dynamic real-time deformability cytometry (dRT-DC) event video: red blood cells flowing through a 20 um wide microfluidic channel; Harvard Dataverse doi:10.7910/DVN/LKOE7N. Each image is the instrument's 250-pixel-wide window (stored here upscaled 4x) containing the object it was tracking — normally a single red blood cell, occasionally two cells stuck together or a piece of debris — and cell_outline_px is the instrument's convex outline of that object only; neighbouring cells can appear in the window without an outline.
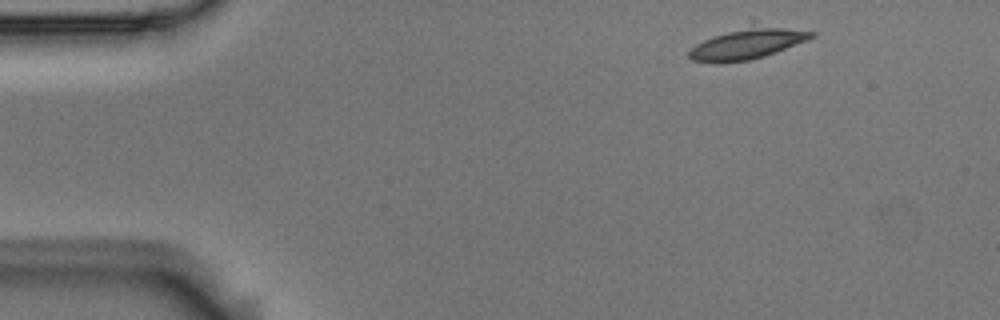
{"species": "Egyptian fruit bat (a non-hibernating species)", "species_latin": "Rousettus aegyptiacus", "temperature_condition": "room temperature", "stored_images_in_passage": 3, "camera_frame_rate_fps": 3000, "um_per_image_px": 0.085, "animal": {"sex": "male"}, "frame": {"image": 1, "passage_image": 1, "time_ms": 0.0, "image_size_px": [1000, 320], "cell_outline_px": [[816, 36], [808, 40], [776, 52], [764, 56], [748, 60], [692, 60], [688, 56], [688, 52], [696, 44], [752, 16], [816, 32]], "centroid_in_image_um": [63.72, 3.47], "position_along_channel_um": 21.3, "area_um2": 24.16}}
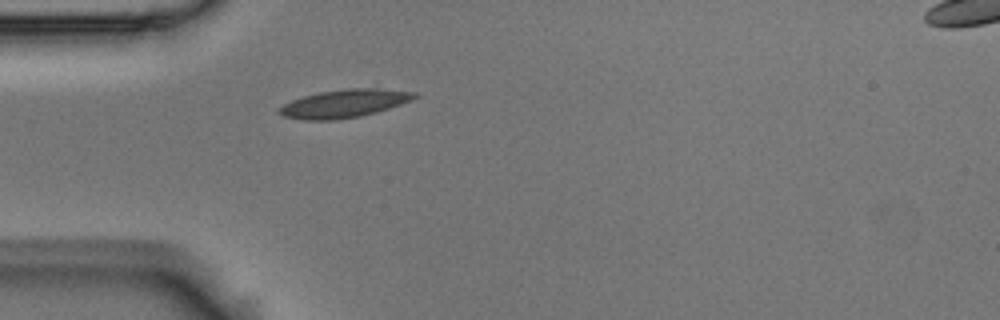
{"frame": {"image": 2, "passage_image": 3, "time_ms": 0.667, "image_size_px": [1000, 320], "cell_outline_px": [[420, 96], [412, 100], [376, 112], [360, 116], [332, 120], [304, 120], [284, 116], [276, 108], [292, 100], [304, 96], [320, 92], [348, 88], [376, 88], [416, 92]], "centroid_in_image_um": [29.28, 8.79], "position_along_channel_um": 55.7, "area_um2": 21.96}}